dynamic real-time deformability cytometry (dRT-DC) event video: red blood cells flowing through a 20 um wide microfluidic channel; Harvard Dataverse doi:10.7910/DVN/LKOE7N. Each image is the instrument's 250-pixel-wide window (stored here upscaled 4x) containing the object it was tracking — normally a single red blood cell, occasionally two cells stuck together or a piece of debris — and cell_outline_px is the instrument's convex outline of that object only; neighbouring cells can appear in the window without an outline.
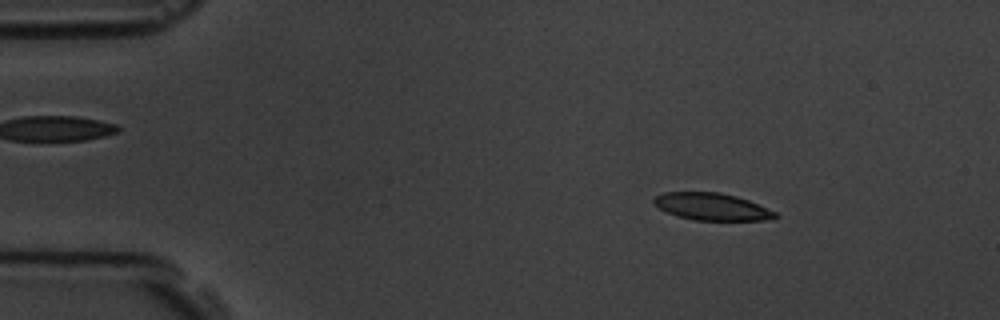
{"species": "common noctule bat (a hibernating species)", "species_latin": "Nyctalus noctula", "temperature_condition": "room temperature", "stored_images_in_passage": 6, "camera_frame_rate_fps": 3000, "um_per_image_px": 0.085, "animal": {"sex": "male", "body_mass_g": 19.5, "forearm_length_mm": 54.6}, "frame": {"image": 1, "passage_image": 2, "time_ms": 1.333, "image_size_px": [1000, 320], "cell_outline_px": [[780, 216], [764, 220], [692, 220], [676, 216], [652, 204], [652, 200], [656, 196], [664, 192], [720, 192], [736, 196], [748, 200], [776, 212]], "centroid_in_image_um": [60.48, 17.56], "position_along_channel_um": 24.5, "area_um2": 19.19}}
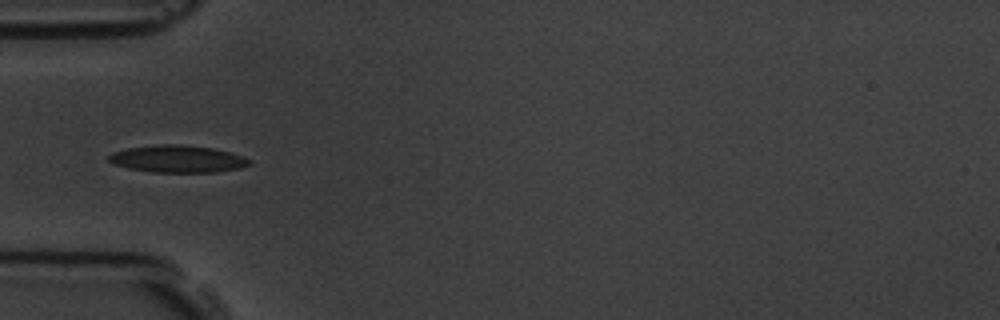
{"frame": {"image": 2, "passage_image": 5, "time_ms": 4.667, "image_size_px": [1000, 320], "cell_outline_px": [[252, 164], [240, 168], [216, 172], [152, 172], [128, 168], [112, 164], [108, 160], [108, 156], [112, 152], [128, 148], [160, 144], [176, 144], [212, 148], [228, 152], [252, 160]], "centroid_in_image_um": [15.07, 13.51], "position_along_channel_um": 69.9, "area_um2": 22.2}}
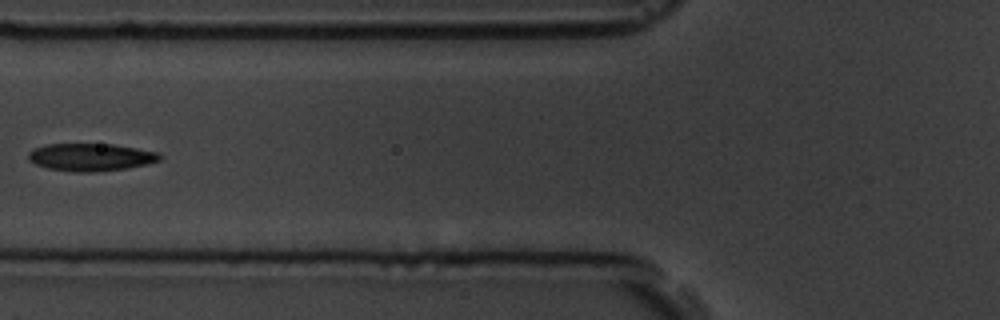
{"frame": {"image": 3, "passage_image": 6, "time_ms": 6.0, "image_size_px": [1000, 320], "cell_outline_px": [[160, 160], [148, 164], [124, 168], [96, 172], [76, 172], [48, 168], [36, 164], [28, 160], [28, 152], [32, 148], [44, 144], [112, 144], [160, 152]], "centroid_in_image_um": [7.69, 13.35], "position_along_channel_um": 118.1, "area_um2": 21.15}}